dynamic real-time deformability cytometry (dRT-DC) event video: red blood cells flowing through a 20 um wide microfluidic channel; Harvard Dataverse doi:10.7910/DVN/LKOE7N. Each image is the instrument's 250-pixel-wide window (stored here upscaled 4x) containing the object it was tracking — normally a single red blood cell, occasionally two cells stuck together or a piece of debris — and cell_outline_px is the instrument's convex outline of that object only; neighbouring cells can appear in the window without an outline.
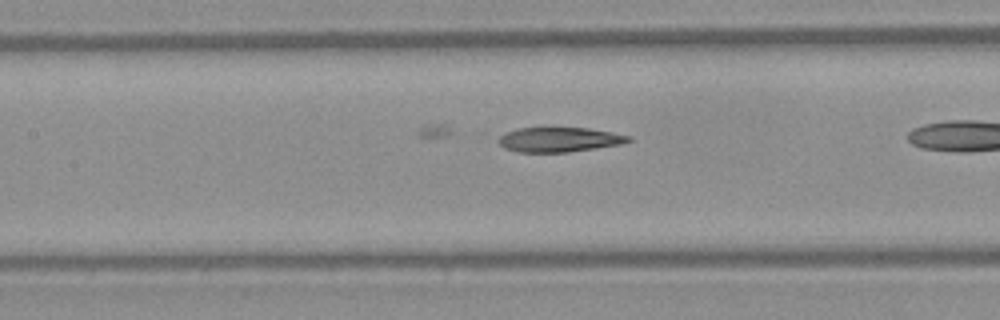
{"species": "Egyptian fruit bat (a non-hibernating species)", "species_latin": "Rousettus aegyptiacus", "temperature_condition": "warm", "stored_images_in_passage": 13, "camera_frame_rate_fps": 3000, "um_per_image_px": 0.085, "frame": {"image": 1, "passage_image": 6, "time_ms": 1.667, "image_size_px": [1000, 320], "cell_outline_px": [[632, 140], [620, 144], [596, 148], [568, 152], [516, 152], [504, 148], [484, 132], [544, 124], [588, 128], [612, 132], [632, 136]], "centroid_in_image_um": [47.2, 11.78], "position_along_channel_um": 160.2, "area_um2": 20.87}}